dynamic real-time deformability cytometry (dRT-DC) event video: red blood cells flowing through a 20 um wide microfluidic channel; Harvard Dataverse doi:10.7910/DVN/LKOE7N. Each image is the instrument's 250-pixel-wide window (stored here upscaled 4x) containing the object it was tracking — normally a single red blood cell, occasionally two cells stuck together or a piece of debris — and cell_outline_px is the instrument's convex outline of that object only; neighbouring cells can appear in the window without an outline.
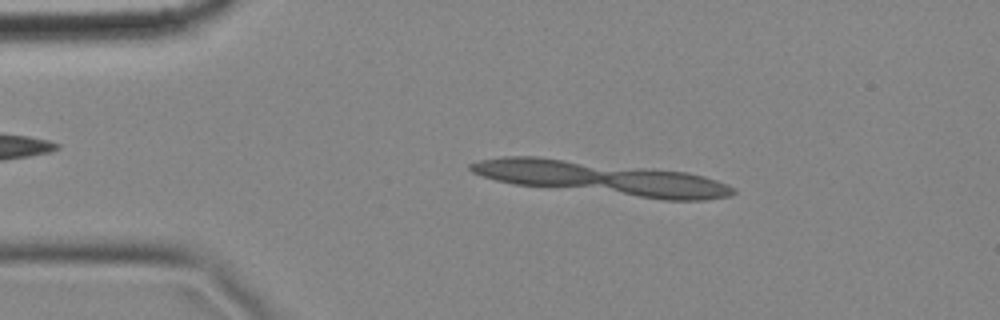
{"species": "common noctule bat (a hibernating species)", "species_latin": "Nyctalus noctula", "temperature_condition": "cold", "stored_images_in_passage": 5, "segment_of_instrument_passage": [1, 2], "camera_frame_rate_fps": 3000, "um_per_image_px": 0.085, "animal": {"sex": "female", "body_mass_g": 18.4}, "frame": {"image": 1, "passage_image": 2, "time_ms": 0.333, "image_size_px": [1000, 320], "cell_outline_px": [[736, 192], [732, 196], [704, 200], [664, 200], [516, 184], [496, 180], [472, 172], [468, 168], [468, 164], [480, 160], [504, 156], [536, 156], [688, 172], [704, 176], [728, 184], [736, 188]], "centroid_in_image_um": [51.17, 15.14], "position_along_channel_um": 33.8, "area_um2": 50.81}}